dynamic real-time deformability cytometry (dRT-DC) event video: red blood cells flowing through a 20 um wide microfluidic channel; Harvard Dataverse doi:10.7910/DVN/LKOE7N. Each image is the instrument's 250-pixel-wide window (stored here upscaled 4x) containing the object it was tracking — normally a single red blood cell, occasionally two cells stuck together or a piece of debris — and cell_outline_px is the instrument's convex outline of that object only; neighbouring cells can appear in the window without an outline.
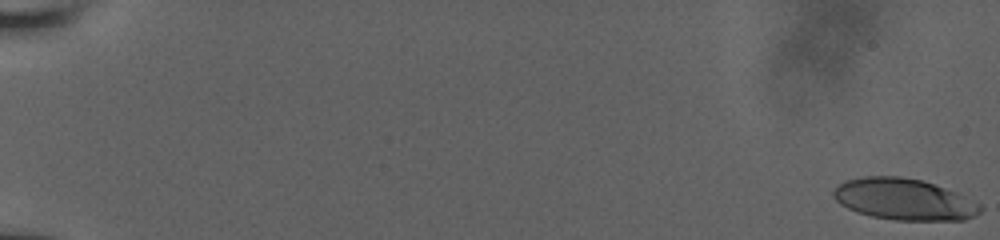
{"species": "human", "species_latin": "Homo sapiens", "temperature_condition": "room temperature", "stored_images_in_passage": 34, "camera_frame_rate_fps": 3000, "um_per_image_px": 0.085, "donor": {"sex": "male"}, "frame": {"image": 1, "passage_image": 1, "time_ms": 0.0, "image_size_px": [1000, 240], "cell_outline_px": [[984, 208], [976, 216], [964, 220], [896, 220], [872, 216], [856, 212], [840, 204], [832, 196], [832, 192], [840, 184], [848, 180], [864, 176], [900, 176], [924, 180], [956, 192], [980, 204]], "centroid_in_image_um": [76.86, 16.94], "position_along_channel_um": 8.1, "area_um2": 35.49}}
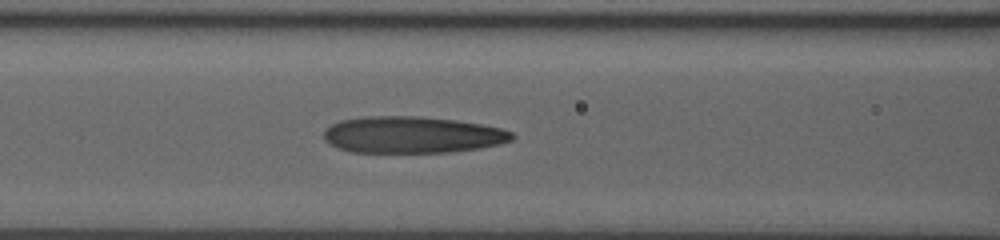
{"frame": {"image": 2, "passage_image": 21, "time_ms": 8.667, "image_size_px": [1000, 240], "cell_outline_px": [[516, 136], [512, 140], [500, 144], [480, 148], [452, 152], [352, 152], [340, 148], [332, 144], [324, 136], [324, 132], [332, 124], [340, 120], [368, 116], [416, 116], [452, 120], [480, 124], [500, 128], [512, 132]], "centroid_in_image_um": [35.08, 11.46], "position_along_channel_um": 131.5, "area_um2": 39.82}}
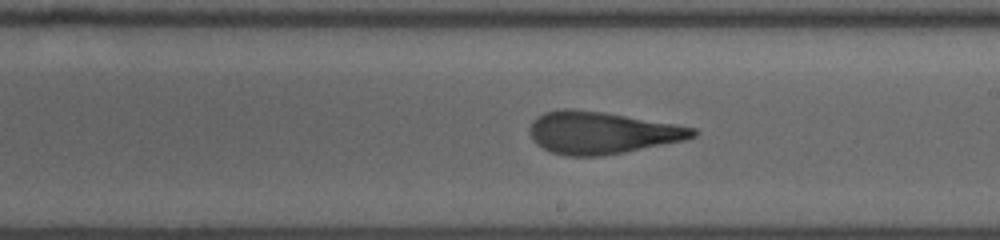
{"frame": {"image": 3, "passage_image": 33, "time_ms": 11.333, "image_size_px": [1000, 240], "cell_outline_px": [[700, 132], [696, 136], [684, 140], [624, 152], [600, 156], [564, 156], [552, 152], [536, 144], [532, 140], [528, 132], [528, 128], [532, 120], [536, 116], [544, 112], [564, 108], [572, 108], [604, 112], [676, 124], [696, 128]], "centroid_in_image_um": [51.11, 11.27], "position_along_channel_um": 237.9, "area_um2": 40.4}}